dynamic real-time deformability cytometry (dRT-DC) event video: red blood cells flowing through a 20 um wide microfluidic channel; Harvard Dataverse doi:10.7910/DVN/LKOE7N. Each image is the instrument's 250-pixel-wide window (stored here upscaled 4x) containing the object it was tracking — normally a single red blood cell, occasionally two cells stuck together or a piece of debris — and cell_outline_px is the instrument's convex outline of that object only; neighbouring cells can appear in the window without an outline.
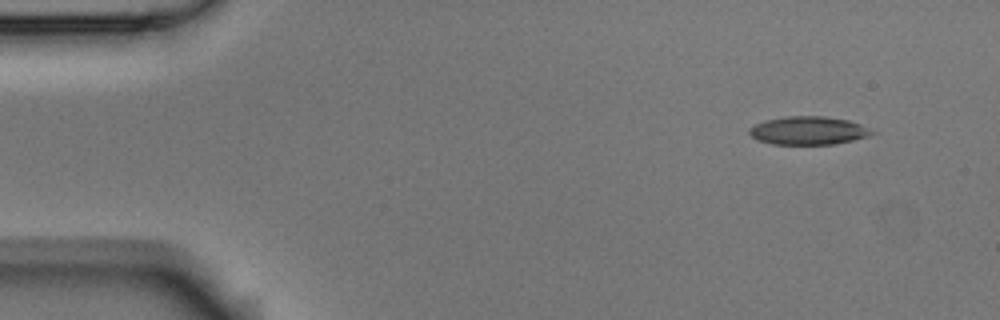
{"species": "Egyptian fruit bat (a non-hibernating species)", "species_latin": "Rousettus aegyptiacus", "temperature_condition": "room temperature", "stored_images_in_passage": 4, "camera_frame_rate_fps": 3000, "um_per_image_px": 0.085, "animal": {"sex": "male"}, "frame": {"image": 1, "passage_image": 1, "time_ms": 0.0, "image_size_px": [1000, 320], "cell_outline_px": [[876, 132], [868, 136], [836, 144], [772, 144], [756, 140], [748, 132], [756, 124], [768, 120], [784, 116], [824, 116], [848, 120], [860, 124]], "centroid_in_image_um": [68.72, 11.1], "position_along_channel_um": 16.3, "area_um2": 20.0}}
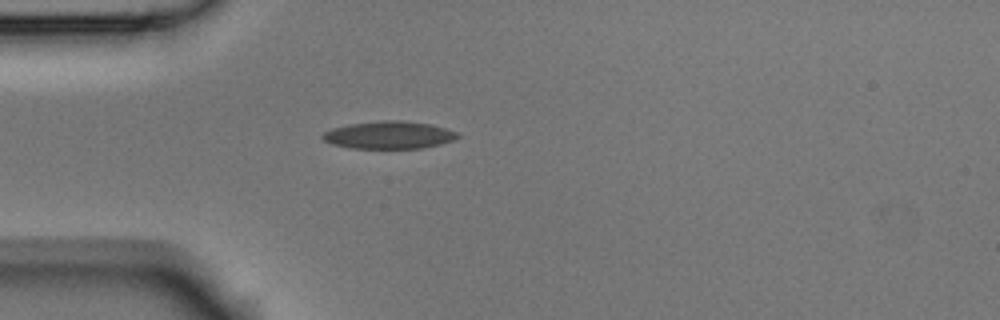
{"frame": {"image": 2, "passage_image": 4, "time_ms": 1.0, "image_size_px": [1000, 320], "cell_outline_px": [[460, 136], [452, 140], [440, 144], [424, 148], [352, 148], [332, 144], [324, 140], [320, 136], [324, 132], [332, 128], [348, 124], [380, 120], [400, 120], [432, 124], [460, 132]], "centroid_in_image_um": [33.08, 11.46], "position_along_channel_um": 51.9, "area_um2": 21.85}}